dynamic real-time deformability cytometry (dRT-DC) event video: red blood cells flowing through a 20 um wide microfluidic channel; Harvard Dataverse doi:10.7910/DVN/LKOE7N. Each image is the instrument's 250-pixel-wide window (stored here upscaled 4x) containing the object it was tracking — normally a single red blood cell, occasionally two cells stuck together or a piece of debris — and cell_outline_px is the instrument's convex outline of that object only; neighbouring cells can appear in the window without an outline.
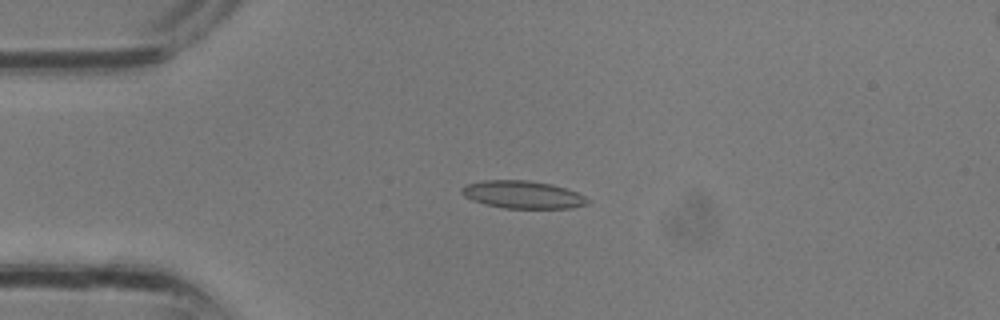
{"species": "common noctule bat (a hibernating species)", "species_latin": "Nyctalus noctula", "temperature_condition": "room temperature", "stored_images_in_passage": 4, "camera_frame_rate_fps": 3000, "um_per_image_px": 0.085, "animal": {"sex": "male", "body_mass_g": 13.3}, "frame": {"image": 1, "passage_image": 3, "time_ms": 0.667, "image_size_px": [1000, 320], "cell_outline_px": [[588, 204], [572, 208], [504, 208], [484, 204], [472, 200], [464, 196], [460, 192], [460, 188], [468, 184], [484, 180], [528, 180], [552, 184], [576, 192], [584, 196], [588, 200]], "centroid_in_image_um": [44.4, 16.54], "position_along_channel_um": 40.6, "area_um2": 20.23}}